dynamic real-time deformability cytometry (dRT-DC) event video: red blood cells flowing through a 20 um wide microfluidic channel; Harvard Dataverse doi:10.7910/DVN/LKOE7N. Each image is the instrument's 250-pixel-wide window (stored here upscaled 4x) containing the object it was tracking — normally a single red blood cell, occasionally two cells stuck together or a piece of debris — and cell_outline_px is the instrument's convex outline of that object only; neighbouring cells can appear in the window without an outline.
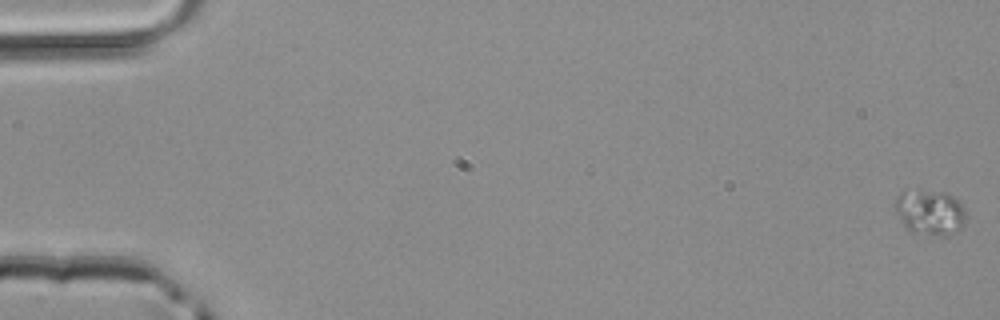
{"species": "common noctule bat (a hibernating species)", "species_latin": "Nyctalus noctula", "temperature_condition": "room temperature", "stored_images_in_passage": 50, "camera_frame_rate_fps": 3000, "um_per_image_px": 0.085, "animal": {"sex": "male", "body_mass_g": 20.4}, "frame": {"image": 1, "passage_image": 1, "time_ms": 0.0, "image_size_px": [1000, 320], "cell_outline_px": [[968, 216], [964, 224], [960, 228], [944, 236], [940, 236], [912, 232], [904, 224], [896, 212], [896, 196], [904, 188], [944, 192], [952, 196], [964, 208]], "centroid_in_image_um": [79.04, 18.01], "position_along_channel_um": 6.0, "area_um2": 18.79}}